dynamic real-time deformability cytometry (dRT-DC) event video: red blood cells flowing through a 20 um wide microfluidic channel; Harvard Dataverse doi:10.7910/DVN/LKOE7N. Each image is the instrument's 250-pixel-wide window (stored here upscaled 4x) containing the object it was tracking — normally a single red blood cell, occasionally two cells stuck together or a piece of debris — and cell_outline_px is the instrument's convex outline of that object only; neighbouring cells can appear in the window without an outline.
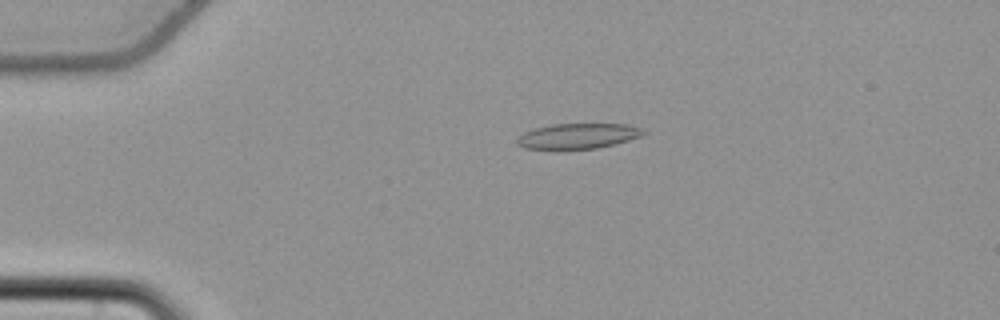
{"species": "common noctule bat (a hibernating species)", "species_latin": "Nyctalus noctula", "temperature_condition": "cold", "stored_images_in_passage": 56, "camera_frame_rate_fps": 3000, "um_per_image_px": 0.085, "animal": {"sex": "female", "body_mass_g": 22.7, "forearm_length_mm": 54.2}, "frame": {"image": 1, "passage_image": 13, "time_ms": 4.0, "image_size_px": [1000, 320], "cell_outline_px": [[648, 132], [640, 136], [616, 144], [596, 148], [564, 152], [524, 148], [516, 144], [516, 140], [524, 132], [536, 128], [552, 124], [624, 124], [640, 128]], "centroid_in_image_um": [49.06, 11.61], "position_along_channel_um": 35.9, "area_um2": 19.31}}
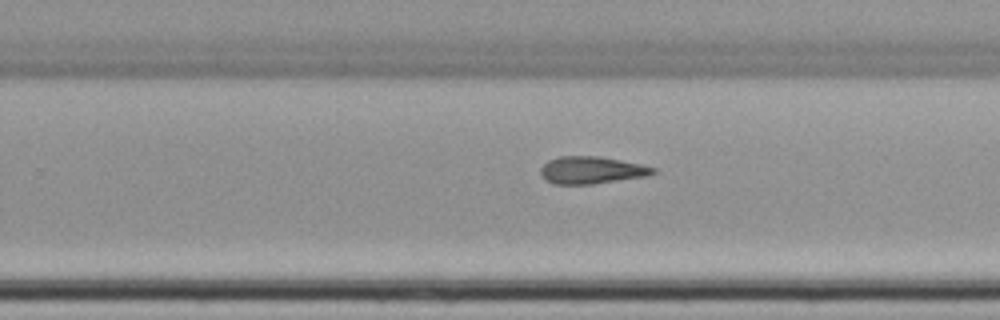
{"frame": {"image": 2, "passage_image": 36, "time_ms": 11.667, "image_size_px": [1000, 320], "cell_outline_px": [[656, 172], [648, 176], [592, 184], [552, 184], [540, 172], [540, 168], [548, 160], [560, 156], [600, 156], [640, 164], [656, 168]], "centroid_in_image_um": [50.29, 14.46], "position_along_channel_um": 279.5, "area_um2": 17.8}}
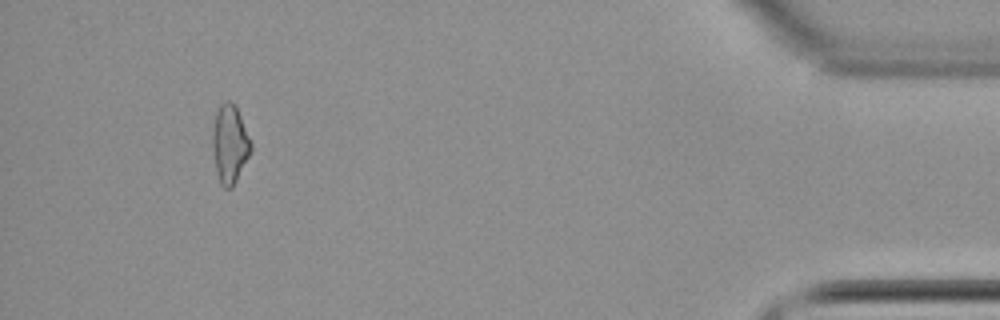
{"frame": {"image": 3, "passage_image": 52, "time_ms": 17.0, "image_size_px": [1000, 320], "cell_outline_px": [[252, 152], [232, 188], [224, 188], [220, 184], [216, 168], [212, 148], [212, 132], [216, 112], [220, 104], [224, 100], [228, 100], [236, 108], [240, 116], [252, 144]], "centroid_in_image_um": [19.53, 12.26], "position_along_channel_um": 415.7, "area_um2": 17.46}, "authors_computed_cell_mechanics": {"area_um2": 18.4093, "velocity_mm_per_s": 3.7791, "shape_relaxation_time_tau1_ms": 9.8408, "shape_relaxation_time_tau2_ms": 5.8651, "deformation_change_tau1": 0.1597, "deformation_change_tau2": 0.163}}